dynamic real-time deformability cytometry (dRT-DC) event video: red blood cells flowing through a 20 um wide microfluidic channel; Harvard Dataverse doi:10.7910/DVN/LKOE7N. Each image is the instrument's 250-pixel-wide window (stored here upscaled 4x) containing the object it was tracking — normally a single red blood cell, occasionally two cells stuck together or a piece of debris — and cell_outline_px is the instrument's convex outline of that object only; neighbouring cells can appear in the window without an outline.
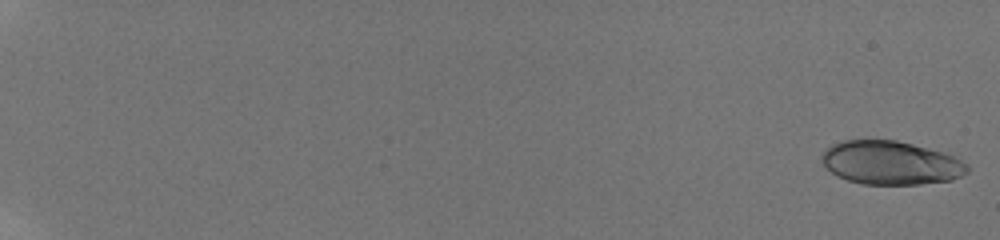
{"species": "human", "species_latin": "Homo sapiens", "temperature_condition": "room temperature", "stored_images_in_passage": 56, "camera_frame_rate_fps": 3000, "um_per_image_px": 0.085, "donor": {"sex": "male"}, "frame": {"image": 1, "passage_image": 1, "time_ms": 0.0, "image_size_px": [1000, 240], "cell_outline_px": [[968, 172], [952, 180], [920, 184], [864, 184], [848, 180], [836, 176], [824, 164], [820, 156], [832, 144], [844, 140], [896, 140], [912, 144], [940, 152], [952, 156], [968, 164]], "centroid_in_image_um": [75.7, 13.84], "position_along_channel_um": 9.3, "area_um2": 36.59}}
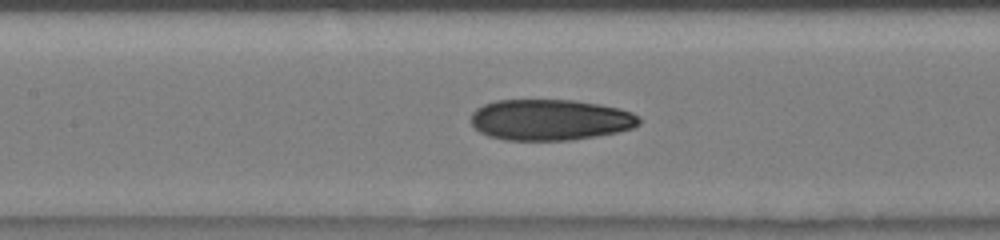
{"frame": {"image": 2, "passage_image": 31, "time_ms": 10.0, "image_size_px": [1000, 240], "cell_outline_px": [[640, 124], [632, 128], [616, 132], [596, 136], [572, 140], [504, 140], [488, 136], [480, 132], [472, 124], [472, 112], [476, 108], [484, 104], [496, 100], [576, 100], [600, 104], [620, 108], [632, 112], [640, 116]], "centroid_in_image_um": [46.78, 10.18], "position_along_channel_um": 160.6, "area_um2": 40.4}}
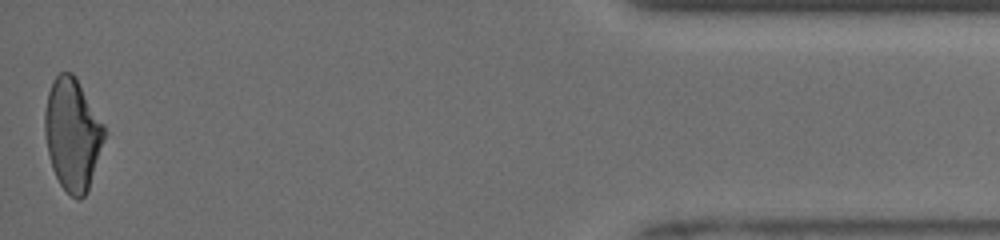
{"frame": {"image": 3, "passage_image": 56, "time_ms": 18.333, "image_size_px": [1000, 240], "cell_outline_px": [[104, 140], [88, 192], [80, 200], [76, 200], [60, 184], [52, 168], [48, 152], [44, 132], [44, 112], [48, 92], [52, 80], [60, 72], [72, 72], [76, 76], [104, 124]], "centroid_in_image_um": [6.15, 11.4], "position_along_channel_um": 429.0, "area_um2": 38.96}, "authors_computed_cell_mechanics": {"area_um2": 38.9283, "velocity_mm_per_s": 3.9702, "shape_relaxation_time_tau1_ms": 6.2289, "shape_relaxation_time_tau2_ms": 2.0933, "deformation_change_tau1": 0.1947, "deformation_change_tau2": 0.0882}}